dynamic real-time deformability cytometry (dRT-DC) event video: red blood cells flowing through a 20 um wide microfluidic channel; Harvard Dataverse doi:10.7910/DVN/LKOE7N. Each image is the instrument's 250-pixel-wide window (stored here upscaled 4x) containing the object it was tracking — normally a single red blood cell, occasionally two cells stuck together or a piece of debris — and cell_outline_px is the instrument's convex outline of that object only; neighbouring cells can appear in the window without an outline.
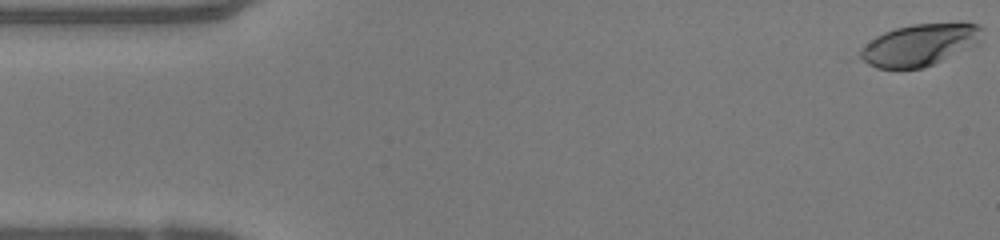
{"species": "human", "species_latin": "Homo sapiens", "temperature_condition": "warm", "stored_images_in_passage": 49, "camera_frame_rate_fps": 3000, "um_per_image_px": 0.085, "donor": {"sex": "female"}, "frame": {"image": 1, "passage_image": 1, "time_ms": 0.0, "image_size_px": [1000, 240], "cell_outline_px": [[984, 28], [980, 44], [924, 68], [876, 68], [868, 64], [860, 56], [860, 48], [876, 36], [884, 32], [896, 28], [912, 24], [976, 24]], "centroid_in_image_um": [78.2, 3.82], "position_along_channel_um": 6.8, "area_um2": 29.54}}
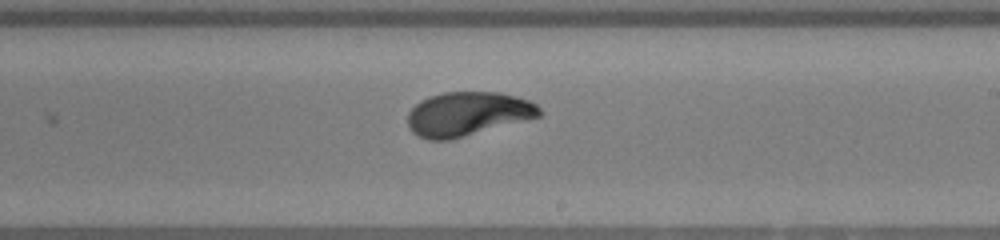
{"frame": {"image": 2, "passage_image": 28, "time_ms": 9.0, "image_size_px": [1000, 240], "cell_outline_px": [[544, 112], [540, 116], [448, 140], [428, 140], [412, 132], [408, 128], [408, 112], [420, 100], [428, 96], [444, 92], [500, 92], [516, 96], [528, 100], [536, 104]], "centroid_in_image_um": [39.73, 9.67], "position_along_channel_um": 249.3, "area_um2": 33.64}}
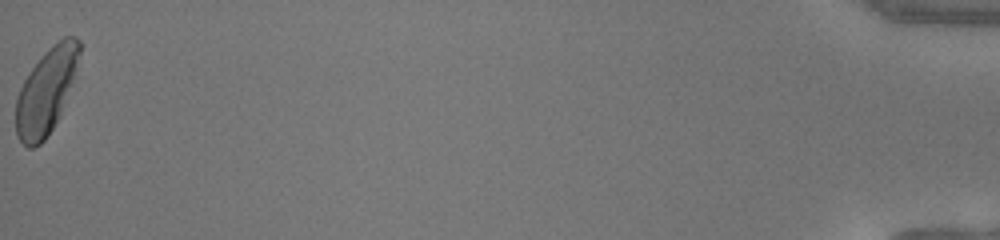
{"frame": {"image": 3, "passage_image": 49, "time_ms": 16.0, "image_size_px": [1000, 240], "cell_outline_px": [[84, 44], [72, 80], [60, 112], [52, 128], [44, 140], [40, 144], [32, 148], [28, 148], [16, 136], [16, 100], [20, 88], [24, 80], [32, 68], [48, 48], [64, 36], [76, 36]], "centroid_in_image_um": [3.93, 7.71], "position_along_channel_um": 431.3, "area_um2": 31.1}, "authors_computed_cell_mechanics": {"area_um2": 32.4258, "velocity_mm_per_s": 4.1792, "shape_relaxation_time_tau1_ms": 3.3431, "shape_relaxation_time_tau2_ms": null, "deformation_change_tau1": 0.1787, "deformation_change_tau2": null}}